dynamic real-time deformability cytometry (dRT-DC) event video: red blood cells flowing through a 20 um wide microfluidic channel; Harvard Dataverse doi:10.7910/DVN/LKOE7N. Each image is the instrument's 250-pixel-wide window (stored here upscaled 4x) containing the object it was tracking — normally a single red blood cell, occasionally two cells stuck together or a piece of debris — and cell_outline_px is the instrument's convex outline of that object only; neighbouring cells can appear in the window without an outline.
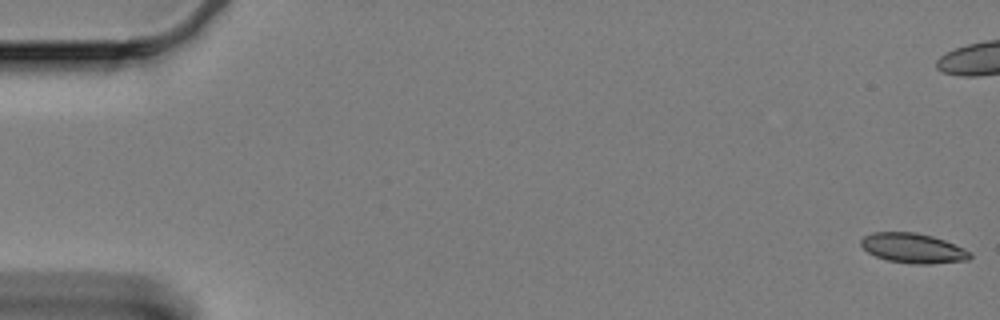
{"species": "Egyptian fruit bat (a non-hibernating species)", "species_latin": "Rousettus aegyptiacus", "temperature_condition": "cold", "stored_images_in_passage": 61, "camera_frame_rate_fps": 3000, "um_per_image_px": 0.085, "animal": {"sex": "female"}, "frame": {"image": 1, "passage_image": 1, "time_ms": 0.0, "image_size_px": [1000, 320], "cell_outline_px": [[972, 256], [968, 260], [932, 264], [912, 264], [888, 260], [876, 256], [868, 252], [860, 244], [860, 240], [864, 236], [872, 232], [916, 232], [932, 236], [944, 240], [964, 248], [972, 252]], "centroid_in_image_um": [77.63, 21.09], "position_along_channel_um": 7.4, "area_um2": 19.02}}
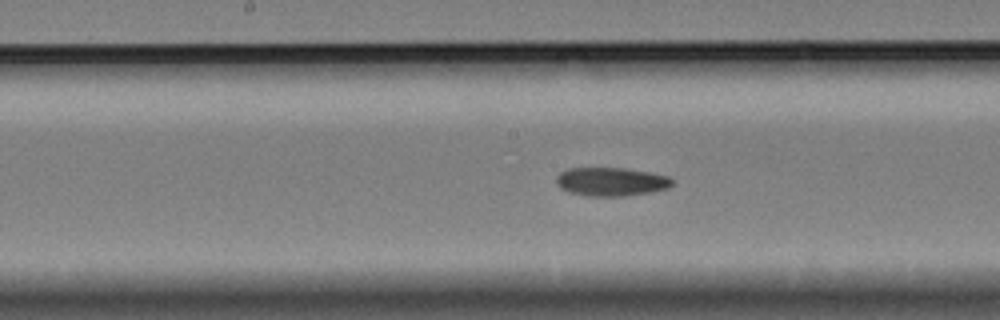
{"frame": {"image": 2, "passage_image": 31, "time_ms": 10.0, "image_size_px": [1000, 320], "cell_outline_px": [[672, 184], [668, 188], [652, 192], [624, 196], [588, 196], [568, 192], [560, 188], [556, 184], [556, 176], [560, 172], [568, 168], [624, 168], [648, 172], [668, 176], [672, 180]], "centroid_in_image_um": [51.91, 15.45], "position_along_channel_um": 196.3, "area_um2": 19.36}}
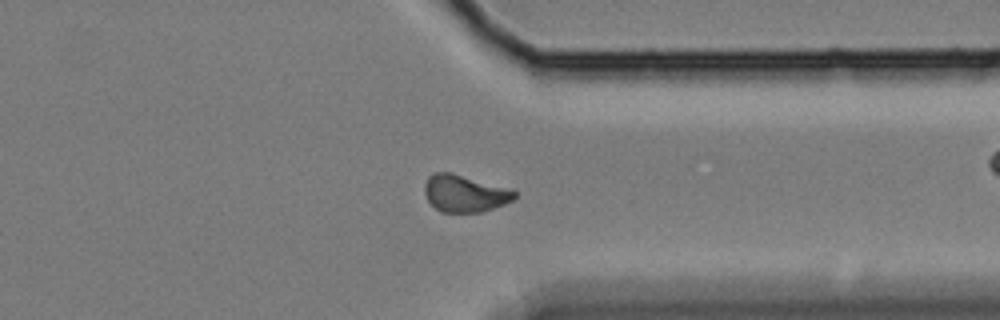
{"frame": {"image": 3, "passage_image": 47, "time_ms": 15.333, "image_size_px": [1000, 320], "cell_outline_px": [[516, 196], [512, 200], [504, 204], [484, 212], [440, 212], [428, 200], [424, 192], [424, 184], [428, 176], [432, 172], [452, 172], [512, 188], [516, 192]], "centroid_in_image_um": [39.51, 16.42], "position_along_channel_um": 371.9, "area_um2": 19.77}, "authors_computed_cell_mechanics": {"area_um2": 19.1896, "velocity_mm_per_s": 3.3185, "shape_relaxation_time_tau1_ms": null, "shape_relaxation_time_tau2_ms": 5.3035, "deformation_change_tau1": null, "deformation_change_tau2": 0.1103}}